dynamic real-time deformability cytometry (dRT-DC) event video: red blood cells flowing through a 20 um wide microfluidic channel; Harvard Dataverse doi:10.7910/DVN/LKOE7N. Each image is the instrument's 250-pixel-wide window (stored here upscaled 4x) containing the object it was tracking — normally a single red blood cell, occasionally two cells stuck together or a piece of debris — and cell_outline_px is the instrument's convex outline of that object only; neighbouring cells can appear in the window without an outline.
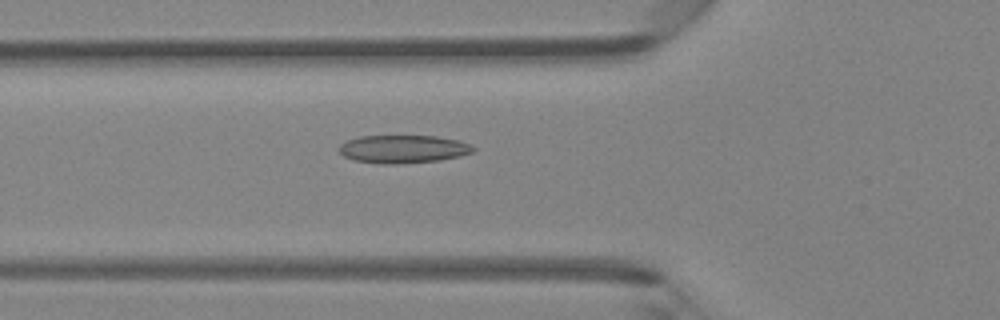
{"species": "Egyptian fruit bat (a non-hibernating species)", "species_latin": "Rousettus aegyptiacus", "temperature_condition": "room temperature", "stored_images_in_passage": 47, "camera_frame_rate_fps": 3000, "um_per_image_px": 0.085, "animal": {"sex": "female"}, "frame": {"image": 1, "passage_image": 17, "time_ms": 5.333, "image_size_px": [1000, 320], "cell_outline_px": [[476, 148], [472, 152], [460, 156], [440, 160], [396, 164], [380, 164], [352, 160], [344, 156], [340, 152], [340, 144], [348, 140], [360, 136], [436, 136], [456, 140], [468, 144]], "centroid_in_image_um": [34.24, 12.68], "position_along_channel_um": 91.6, "area_um2": 21.79}}
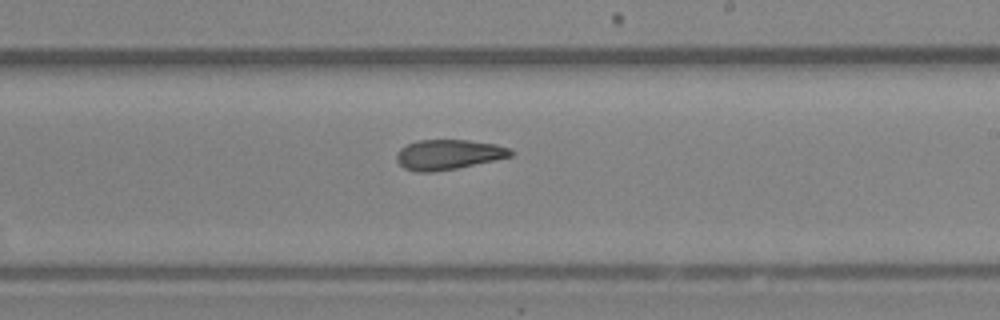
{"frame": {"image": 2, "passage_image": 28, "time_ms": 9.0, "image_size_px": [1000, 320], "cell_outline_px": [[512, 156], [456, 168], [432, 172], [416, 172], [404, 168], [396, 160], [396, 152], [400, 148], [416, 140], [468, 140], [496, 144], [508, 148], [512, 152]], "centroid_in_image_um": [38.06, 13.13], "position_along_channel_um": 250.9, "area_um2": 19.83}}
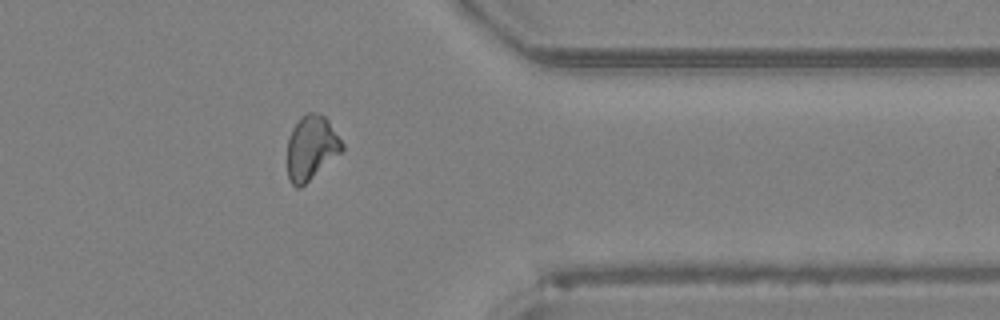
{"frame": {"image": 3, "passage_image": 38, "time_ms": 12.333, "image_size_px": [1000, 320], "cell_outline_px": [[344, 148], [340, 152], [300, 188], [296, 188], [292, 184], [288, 176], [288, 140], [292, 128], [300, 116], [308, 112], [320, 112], [328, 120], [344, 144]], "centroid_in_image_um": [26.45, 12.52], "position_along_channel_um": 385.0, "area_um2": 20.29}, "authors_computed_cell_mechanics": {"area_um2": 21.0392, "velocity_mm_per_s": 4.3545, "shape_relaxation_time_tau1_ms": null, "shape_relaxation_time_tau2_ms": 2.9934, "deformation_change_tau1": null, "deformation_change_tau2": 0.092}}